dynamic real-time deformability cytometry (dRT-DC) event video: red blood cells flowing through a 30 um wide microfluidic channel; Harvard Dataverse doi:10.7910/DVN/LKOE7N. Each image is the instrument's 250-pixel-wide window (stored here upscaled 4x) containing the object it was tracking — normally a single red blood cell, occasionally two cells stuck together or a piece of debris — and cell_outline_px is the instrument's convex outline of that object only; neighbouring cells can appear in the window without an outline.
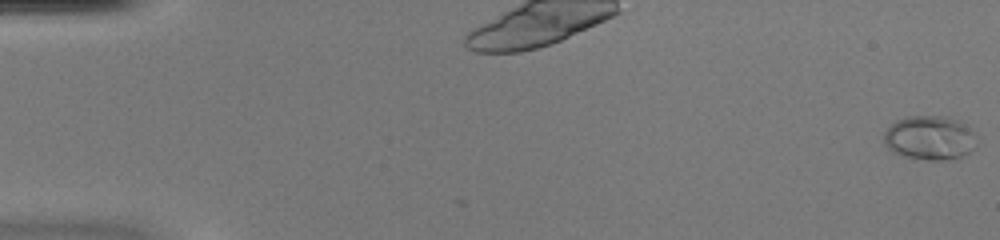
{"species": "common noctule bat (a hibernating species)", "species_latin": "Nyctalus noctula", "temperature_condition": "warm", "stored_images_in_passage": 2, "camera_frame_rate_fps": 3000, "um_per_image_px": 0.085, "animal": {"sex": "female", "body_mass_g": 20.0, "forearm_length_mm": 54.0}, "frame": {"image": 1, "passage_image": 2, "time_ms": 0.333, "image_size_px": [1000, 240], "cell_outline_px": [[976, 148], [960, 156], [944, 160], [928, 160], [904, 156], [892, 152], [884, 144], [884, 132], [896, 120], [908, 116], [940, 116], [960, 120], [968, 124], [972, 128], [976, 136]], "centroid_in_image_um": [79.05, 11.7], "position_along_channel_um": 5.9, "area_um2": 24.1}}